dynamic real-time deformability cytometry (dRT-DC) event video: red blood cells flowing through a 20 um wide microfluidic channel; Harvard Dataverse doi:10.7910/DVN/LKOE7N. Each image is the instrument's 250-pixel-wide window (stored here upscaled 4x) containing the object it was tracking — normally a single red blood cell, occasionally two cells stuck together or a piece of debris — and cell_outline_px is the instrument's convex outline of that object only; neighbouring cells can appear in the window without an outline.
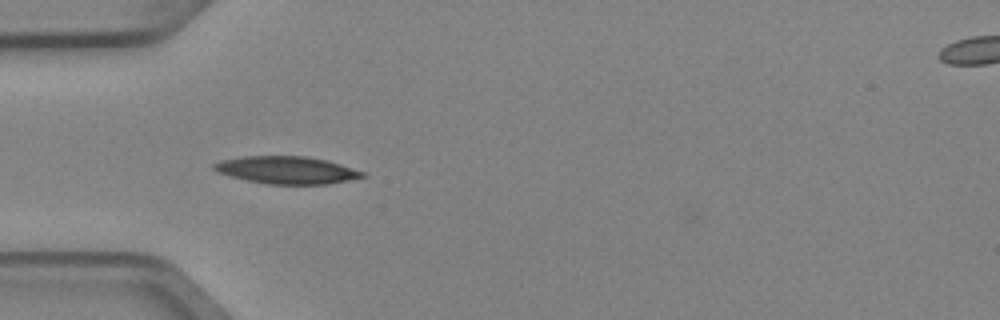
{"species": "Egyptian fruit bat (a non-hibernating species)", "species_latin": "Rousettus aegyptiacus", "temperature_condition": "cold", "stored_images_in_passage": 5, "camera_frame_rate_fps": 3000, "um_per_image_px": 0.085, "animal": {"sex": "female"}, "frame": {"image": 1, "passage_image": 3, "time_ms": 0.667, "image_size_px": [1000, 320], "cell_outline_px": [[368, 176], [328, 184], [268, 184], [248, 180], [232, 176], [220, 172], [212, 168], [212, 164], [220, 160], [240, 156], [308, 156], [328, 160], [364, 172]], "centroid_in_image_um": [24.39, 14.44], "position_along_channel_um": 60.6, "area_um2": 23.7}}
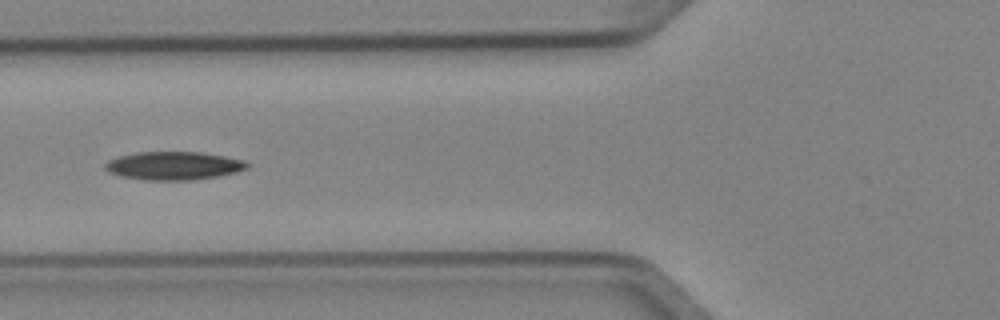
{"frame": {"image": 2, "passage_image": 4, "time_ms": 1.0, "image_size_px": [1000, 320], "cell_outline_px": [[248, 168], [236, 172], [196, 180], [144, 180], [120, 176], [108, 172], [104, 168], [104, 164], [108, 160], [116, 156], [136, 152], [200, 152], [224, 156], [244, 160], [248, 164]], "centroid_in_image_um": [14.71, 14.08], "position_along_channel_um": 111.1, "area_um2": 23.52}}